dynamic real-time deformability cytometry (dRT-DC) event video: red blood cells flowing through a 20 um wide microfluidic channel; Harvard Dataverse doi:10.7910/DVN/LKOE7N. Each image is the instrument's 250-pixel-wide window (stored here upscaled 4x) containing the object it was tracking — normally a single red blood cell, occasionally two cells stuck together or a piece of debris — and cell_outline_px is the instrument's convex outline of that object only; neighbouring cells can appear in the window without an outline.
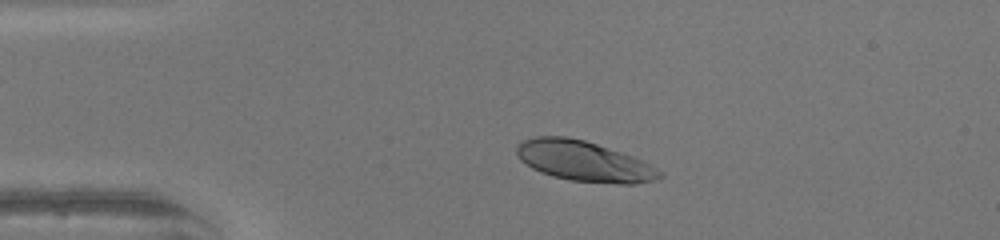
{"species": "human", "species_latin": "Homo sapiens", "temperature_condition": "warm", "stored_images_in_passage": 46, "camera_frame_rate_fps": 3000, "um_per_image_px": 0.085, "donor": {"sex": "female"}, "frame": {"image": 1, "passage_image": 8, "time_ms": 2.333, "image_size_px": [1000, 240], "cell_outline_px": [[664, 176], [656, 180], [636, 184], [616, 184], [572, 180], [552, 176], [540, 172], [532, 168], [520, 160], [516, 152], [516, 148], [524, 140], [536, 136], [568, 136], [584, 140], [632, 156], [664, 172]], "centroid_in_image_um": [49.65, 13.71], "position_along_channel_um": 35.4, "area_um2": 33.47}}
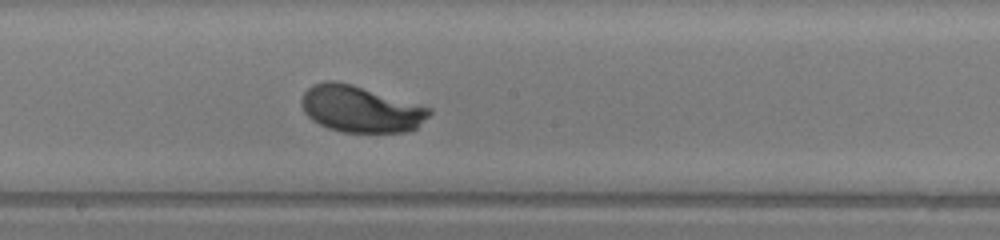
{"frame": {"image": 2, "passage_image": 24, "time_ms": 7.667, "image_size_px": [1000, 240], "cell_outline_px": [[432, 112], [416, 128], [404, 132], [344, 132], [328, 128], [312, 120], [304, 112], [300, 104], [300, 100], [304, 92], [312, 84], [324, 80], [336, 80], [352, 84], [420, 104], [432, 108]], "centroid_in_image_um": [30.62, 9.25], "position_along_channel_um": 217.6, "area_um2": 34.8}}
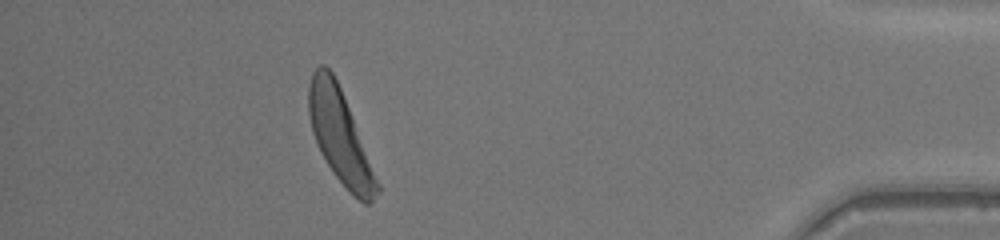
{"frame": {"image": 3, "passage_image": 41, "time_ms": 13.333, "image_size_px": [1000, 240], "cell_outline_px": [[380, 192], [368, 204], [364, 204], [332, 172], [320, 152], [316, 144], [312, 132], [308, 112], [308, 84], [312, 72], [320, 64], [324, 64], [332, 72], [340, 88], [380, 184]], "centroid_in_image_um": [28.87, 11.56], "position_along_channel_um": 406.3, "area_um2": 36.47}, "authors_computed_cell_mechanics": {"area_um2": 34.3043, "velocity_mm_per_s": 4.2525, "shape_relaxation_time_tau1_ms": 1.573, "shape_relaxation_time_tau2_ms": null, "deformation_change_tau1": 0.145, "deformation_change_tau2": null}}